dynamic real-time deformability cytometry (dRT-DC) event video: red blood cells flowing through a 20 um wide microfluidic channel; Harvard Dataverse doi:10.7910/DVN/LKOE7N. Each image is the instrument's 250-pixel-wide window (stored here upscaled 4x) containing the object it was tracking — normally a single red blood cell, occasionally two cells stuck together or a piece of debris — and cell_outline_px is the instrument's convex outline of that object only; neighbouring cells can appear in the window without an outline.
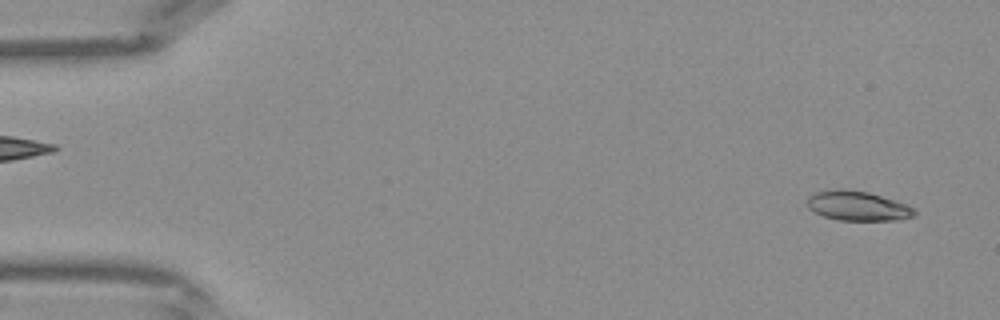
{"species": "Egyptian fruit bat (a non-hibernating species)", "species_latin": "Rousettus aegyptiacus", "temperature_condition": "warm", "stored_images_in_passage": 41, "camera_frame_rate_fps": 3000, "um_per_image_px": 0.085, "frame": {"image": 1, "passage_image": 2, "time_ms": 0.333, "image_size_px": [1000, 320], "cell_outline_px": [[916, 212], [912, 216], [892, 220], [840, 220], [824, 216], [808, 208], [808, 196], [816, 192], [836, 188], [844, 188], [868, 192], [896, 200], [908, 204]], "centroid_in_image_um": [72.88, 17.48], "position_along_channel_um": 12.1, "area_um2": 18.38}}
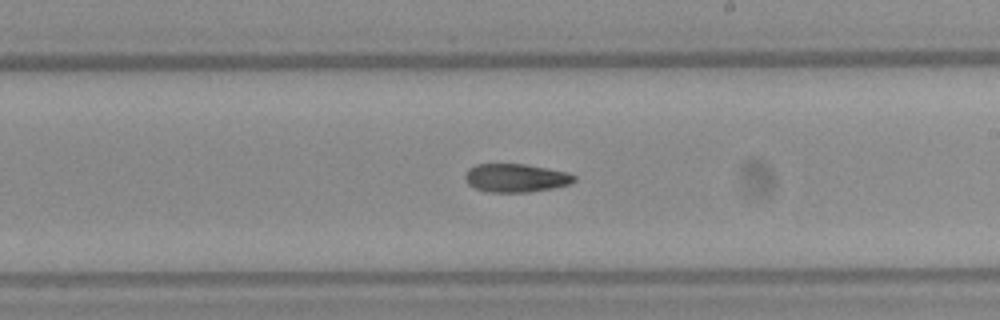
{"frame": {"image": 2, "passage_image": 24, "time_ms": 7.667, "image_size_px": [1000, 320], "cell_outline_px": [[576, 180], [568, 184], [552, 188], [528, 192], [488, 192], [476, 188], [468, 184], [464, 176], [468, 168], [476, 164], [524, 164], [568, 172], [576, 176]], "centroid_in_image_um": [43.83, 15.12], "position_along_channel_um": 245.2, "area_um2": 17.98}}
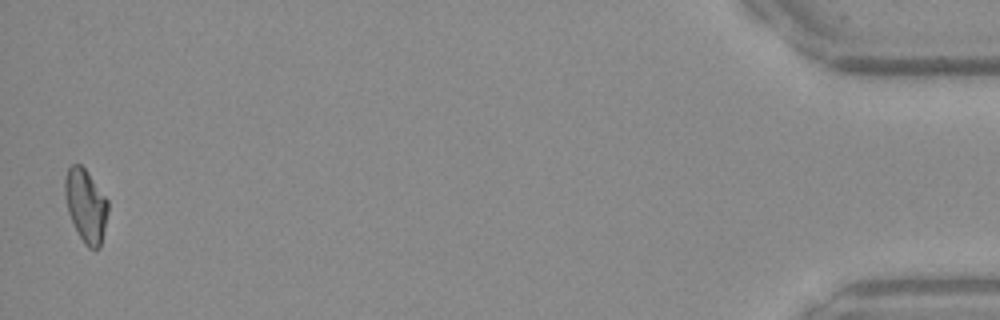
{"frame": {"image": 3, "passage_image": 41, "time_ms": 13.333, "image_size_px": [1000, 320], "cell_outline_px": [[108, 212], [100, 248], [88, 248], [84, 244], [68, 212], [64, 192], [64, 180], [68, 168], [72, 164], [80, 164], [88, 172], [108, 200]], "centroid_in_image_um": [7.3, 17.46], "position_along_channel_um": 427.9, "area_um2": 18.21}}